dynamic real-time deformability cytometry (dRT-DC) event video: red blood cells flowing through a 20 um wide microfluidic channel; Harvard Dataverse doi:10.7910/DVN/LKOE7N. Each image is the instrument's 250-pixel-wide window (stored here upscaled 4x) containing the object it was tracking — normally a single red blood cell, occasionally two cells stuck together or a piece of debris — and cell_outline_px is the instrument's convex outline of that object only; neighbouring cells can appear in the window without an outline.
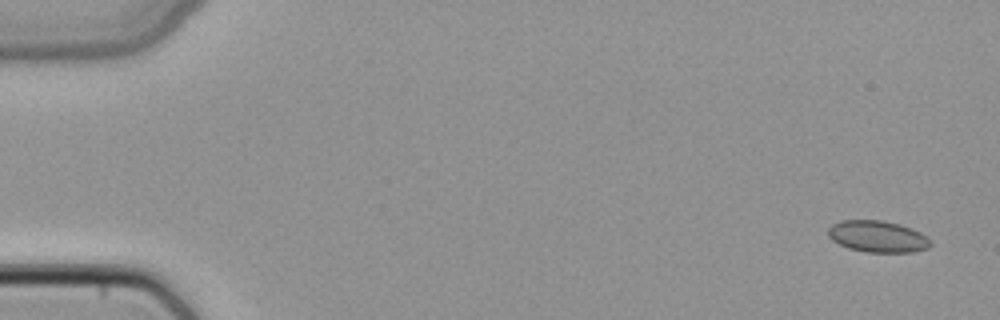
{"species": "common noctule bat (a hibernating species)", "species_latin": "Nyctalus noctula", "temperature_condition": "cold", "stored_images_in_passage": 5, "camera_frame_rate_fps": 3000, "um_per_image_px": 0.085, "animal": {"sex": "female", "body_mass_g": 22.7, "forearm_length_mm": 54.2}, "frame": {"image": 1, "passage_image": 1, "time_ms": 0.0, "image_size_px": [1000, 320], "cell_outline_px": [[932, 244], [928, 248], [912, 252], [868, 252], [848, 248], [832, 240], [828, 236], [828, 228], [832, 224], [840, 220], [880, 220], [900, 224], [920, 232], [928, 236]], "centroid_in_image_um": [74.6, 20.1], "position_along_channel_um": 10.4, "area_um2": 18.9}}
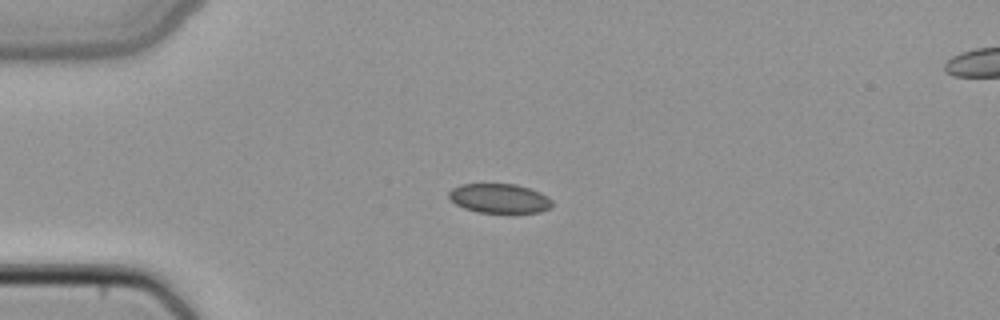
{"frame": {"image": 2, "passage_image": 4, "time_ms": 1.0, "image_size_px": [1000, 320], "cell_outline_px": [[552, 204], [548, 208], [540, 212], [512, 216], [508, 216], [476, 212], [464, 208], [456, 204], [448, 196], [448, 192], [452, 188], [460, 184], [516, 184], [540, 192], [548, 196], [552, 200]], "centroid_in_image_um": [42.47, 16.92], "position_along_channel_um": 42.5, "area_um2": 18.55}}